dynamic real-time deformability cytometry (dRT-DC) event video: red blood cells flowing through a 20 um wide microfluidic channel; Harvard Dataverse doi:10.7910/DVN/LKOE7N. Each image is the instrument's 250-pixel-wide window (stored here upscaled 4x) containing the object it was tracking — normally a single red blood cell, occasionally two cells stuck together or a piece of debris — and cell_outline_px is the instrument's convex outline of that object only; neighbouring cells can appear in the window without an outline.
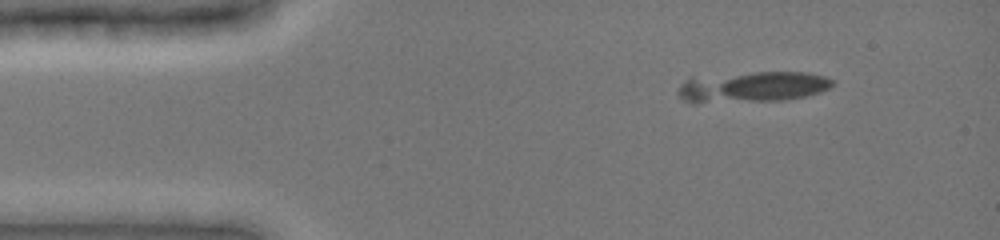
{"species": "common noctule bat (a hibernating species)", "species_latin": "Nyctalus noctula", "temperature_condition": "cold", "stored_images_in_passage": 10, "camera_frame_rate_fps": 3000, "um_per_image_px": 0.085, "animal": {"sex": "female", "body_mass_g": 19.0, "forearm_length_mm": 51.5}, "frame": {"image": 1, "passage_image": 1, "time_ms": 0.0, "image_size_px": [1000, 240], "cell_outline_px": [[836, 84], [820, 92], [808, 96], [784, 100], [696, 104], [692, 104], [684, 100], [676, 92], [680, 84], [688, 76], [756, 72], [808, 72], [824, 76], [836, 80]], "centroid_in_image_um": [63.9, 7.39], "position_along_channel_um": 21.1, "area_um2": 28.73}}